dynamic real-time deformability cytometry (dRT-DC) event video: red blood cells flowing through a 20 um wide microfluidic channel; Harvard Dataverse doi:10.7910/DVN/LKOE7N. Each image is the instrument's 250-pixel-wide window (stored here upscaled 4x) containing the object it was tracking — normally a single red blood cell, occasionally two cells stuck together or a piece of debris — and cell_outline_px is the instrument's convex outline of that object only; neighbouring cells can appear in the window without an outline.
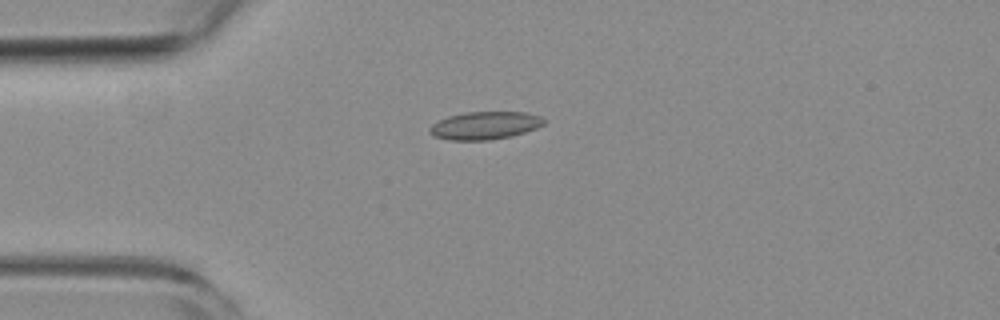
{"species": "common noctule bat (a hibernating species)", "species_latin": "Nyctalus noctula", "temperature_condition": "room temperature", "stored_images_in_passage": 41, "camera_frame_rate_fps": 3000, "um_per_image_px": 0.085, "animal": {"sex": "female", "body_mass_g": 19.3, "forearm_length_mm": 54.1}, "frame": {"image": 1, "passage_image": 1, "time_ms": 0.0, "image_size_px": [1000, 320], "cell_outline_px": [[544, 124], [536, 128], [512, 136], [488, 140], [452, 140], [432, 136], [428, 132], [428, 128], [432, 124], [448, 116], [464, 112], [524, 112], [540, 116], [544, 120]], "centroid_in_image_um": [41.18, 10.67], "position_along_channel_um": 43.8, "area_um2": 18.5}}
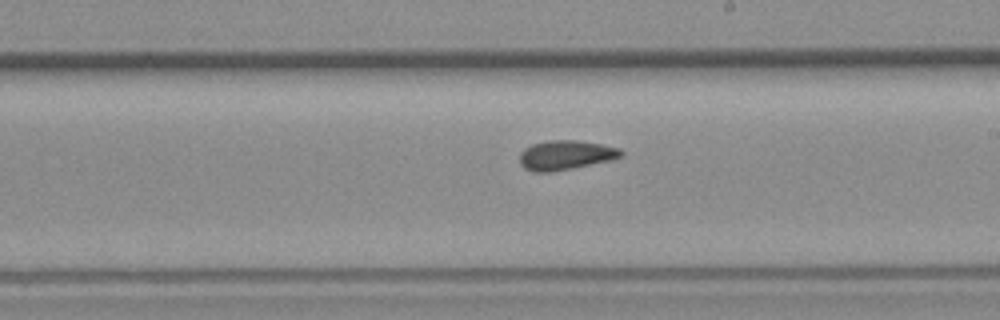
{"frame": {"image": 2, "passage_image": 18, "time_ms": 5.667, "image_size_px": [1000, 320], "cell_outline_px": [[624, 156], [612, 160], [552, 172], [536, 172], [524, 168], [520, 164], [520, 152], [524, 148], [532, 144], [548, 140], [576, 140], [600, 144], [620, 148], [624, 152]], "centroid_in_image_um": [48.09, 13.18], "position_along_channel_um": 240.9, "area_um2": 17.51}}
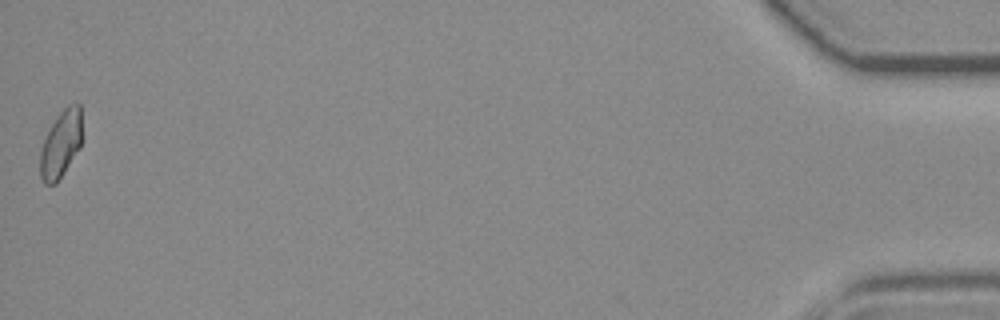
{"frame": {"image": 3, "passage_image": 41, "time_ms": 13.333, "image_size_px": [1000, 320], "cell_outline_px": [[80, 148], [56, 184], [44, 184], [40, 176], [40, 152], [44, 140], [56, 116], [68, 104], [80, 104]], "centroid_in_image_um": [5.15, 12.27], "position_along_channel_um": 430.0, "area_um2": 16.07}, "authors_computed_cell_mechanics": {"area_um2": 16.8776, "velocity_mm_per_s": 3.8158, "shape_relaxation_time_tau1_ms": null, "shape_relaxation_time_tau2_ms": 2.6277, "deformation_change_tau1": null, "deformation_change_tau2": 0.0855}}